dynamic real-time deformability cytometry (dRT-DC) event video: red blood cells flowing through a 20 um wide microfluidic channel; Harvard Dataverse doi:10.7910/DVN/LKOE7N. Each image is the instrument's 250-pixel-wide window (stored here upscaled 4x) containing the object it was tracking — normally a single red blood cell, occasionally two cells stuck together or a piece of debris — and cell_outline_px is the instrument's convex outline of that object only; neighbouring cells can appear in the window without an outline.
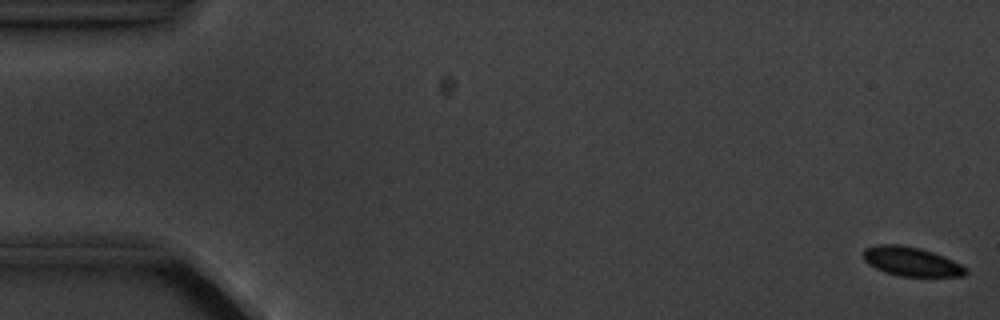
{"species": "common noctule bat (a hibernating species)", "species_latin": "Nyctalus noctula", "temperature_condition": "cold", "stored_images_in_passage": 11, "camera_frame_rate_fps": 3000, "um_per_image_px": 0.085, "animal": {"sex": "male", "body_mass_g": 20.1, "forearm_length_mm": 53.5}, "frame": {"image": 1, "passage_image": 1, "time_ms": 0.0, "image_size_px": [1000, 320], "cell_outline_px": [[968, 272], [964, 276], [900, 276], [884, 272], [868, 264], [864, 260], [864, 248], [880, 244], [896, 244], [920, 248], [932, 252], [952, 260], [968, 268]], "centroid_in_image_um": [77.46, 22.23], "position_along_channel_um": 7.5, "area_um2": 17.28}}
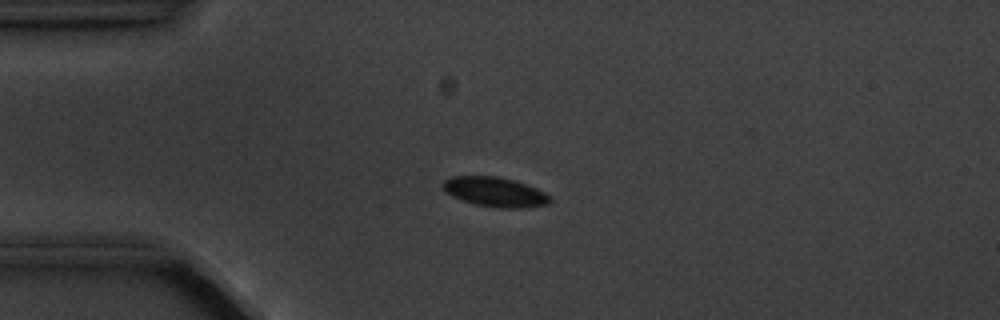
{"frame": {"image": 2, "passage_image": 4, "time_ms": 4.333, "image_size_px": [1000, 320], "cell_outline_px": [[552, 200], [548, 204], [520, 208], [500, 208], [476, 204], [452, 196], [444, 188], [444, 180], [452, 176], [496, 176], [512, 180], [536, 188], [544, 192]], "centroid_in_image_um": [42.09, 16.31], "position_along_channel_um": 42.9, "area_um2": 18.03}}